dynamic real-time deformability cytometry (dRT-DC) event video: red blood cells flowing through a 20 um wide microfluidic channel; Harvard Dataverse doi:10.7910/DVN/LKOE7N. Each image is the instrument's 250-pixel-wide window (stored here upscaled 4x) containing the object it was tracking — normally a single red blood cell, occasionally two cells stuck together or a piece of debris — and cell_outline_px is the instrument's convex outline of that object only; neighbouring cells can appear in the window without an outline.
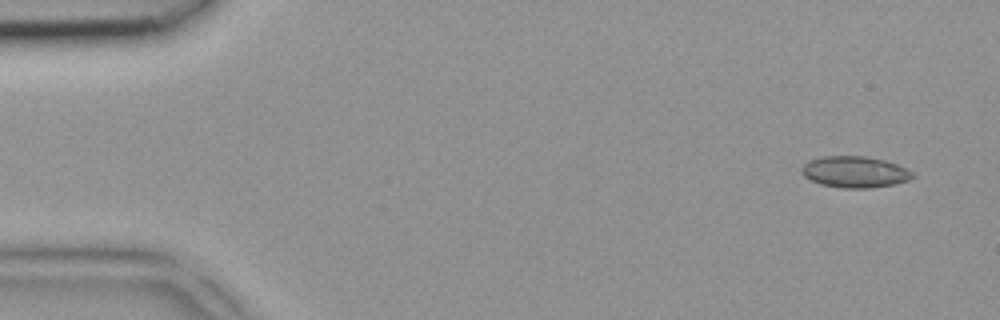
{"species": "common noctule bat (a hibernating species)", "species_latin": "Nyctalus noctula", "temperature_condition": "room temperature", "stored_images_in_passage": 3, "camera_frame_rate_fps": 3000, "um_per_image_px": 0.085, "animal": {"sex": "female", "body_mass_g": 18.4}, "frame": {"image": 1, "passage_image": 3, "time_ms": 0.667, "image_size_px": [1000, 320], "cell_outline_px": [[916, 176], [908, 180], [892, 184], [868, 188], [844, 188], [820, 184], [804, 176], [800, 172], [800, 168], [808, 160], [820, 156], [864, 156], [884, 160], [896, 164], [912, 172]], "centroid_in_image_um": [72.61, 14.6], "position_along_channel_um": 12.4, "area_um2": 20.17}}